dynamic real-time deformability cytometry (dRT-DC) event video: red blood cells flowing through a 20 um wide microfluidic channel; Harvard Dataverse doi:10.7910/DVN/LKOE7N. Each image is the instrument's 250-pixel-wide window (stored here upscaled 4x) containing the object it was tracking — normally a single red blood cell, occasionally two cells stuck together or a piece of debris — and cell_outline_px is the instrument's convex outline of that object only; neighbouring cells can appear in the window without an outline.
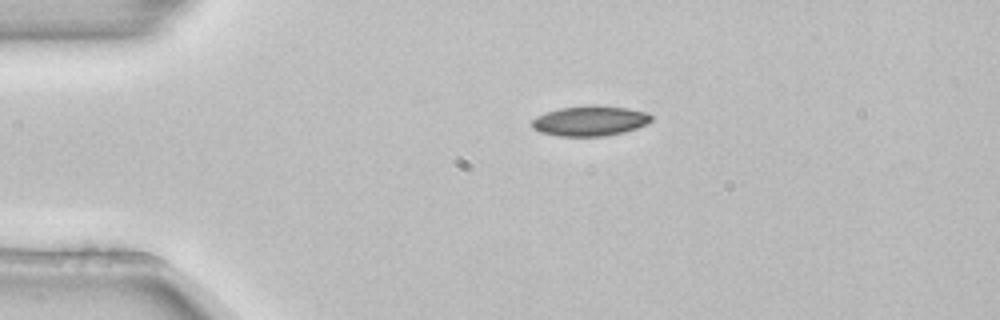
{"species": "common noctule bat (a hibernating species)", "species_latin": "Nyctalus noctula", "temperature_condition": "room temperature", "stored_images_in_passage": 2, "camera_frame_rate_fps": 3000, "um_per_image_px": 0.085, "animal": {"sex": "female", "body_mass_g": 22.7, "forearm_length_mm": 54.2}, "frame": {"image": 1, "passage_image": 1, "time_ms": 0.0, "image_size_px": [1000, 320], "cell_outline_px": [[652, 120], [648, 124], [624, 132], [604, 136], [556, 136], [540, 132], [532, 128], [532, 120], [536, 116], [560, 108], [628, 108], [648, 112], [652, 116]], "centroid_in_image_um": [50.16, 10.33], "position_along_channel_um": 34.8, "area_um2": 20.17}}